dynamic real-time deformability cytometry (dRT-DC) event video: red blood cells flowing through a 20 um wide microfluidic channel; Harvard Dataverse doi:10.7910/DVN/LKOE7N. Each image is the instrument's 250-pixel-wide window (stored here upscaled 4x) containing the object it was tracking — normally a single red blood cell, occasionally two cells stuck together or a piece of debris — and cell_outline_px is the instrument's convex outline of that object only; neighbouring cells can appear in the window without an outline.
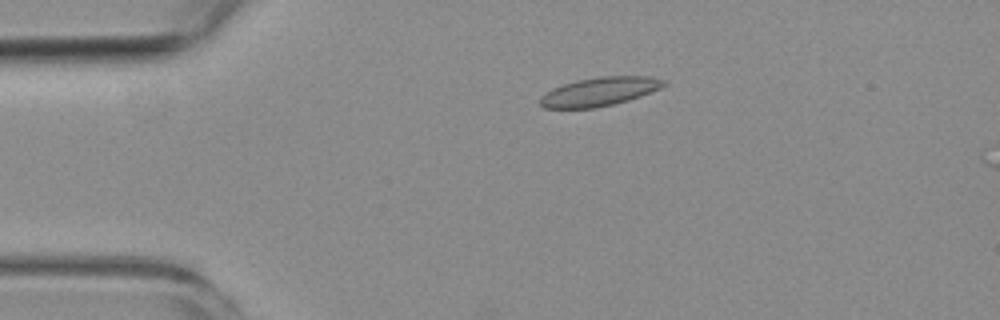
{"species": "common noctule bat (a hibernating species)", "species_latin": "Nyctalus noctula", "temperature_condition": "room temperature", "stored_images_in_passage": 2, "camera_frame_rate_fps": 3000, "um_per_image_px": 0.085, "animal": {"sex": "female", "body_mass_g": 19.3, "forearm_length_mm": 54.1}, "frame": {"image": 1, "passage_image": 1, "time_ms": 0.0, "image_size_px": [1000, 320], "cell_outline_px": [[668, 84], [660, 88], [640, 96], [628, 100], [596, 108], [544, 108], [540, 104], [540, 96], [552, 88], [576, 80], [600, 76], [652, 76], [664, 80]], "centroid_in_image_um": [50.95, 7.78], "position_along_channel_um": 34.0, "area_um2": 20.69}}